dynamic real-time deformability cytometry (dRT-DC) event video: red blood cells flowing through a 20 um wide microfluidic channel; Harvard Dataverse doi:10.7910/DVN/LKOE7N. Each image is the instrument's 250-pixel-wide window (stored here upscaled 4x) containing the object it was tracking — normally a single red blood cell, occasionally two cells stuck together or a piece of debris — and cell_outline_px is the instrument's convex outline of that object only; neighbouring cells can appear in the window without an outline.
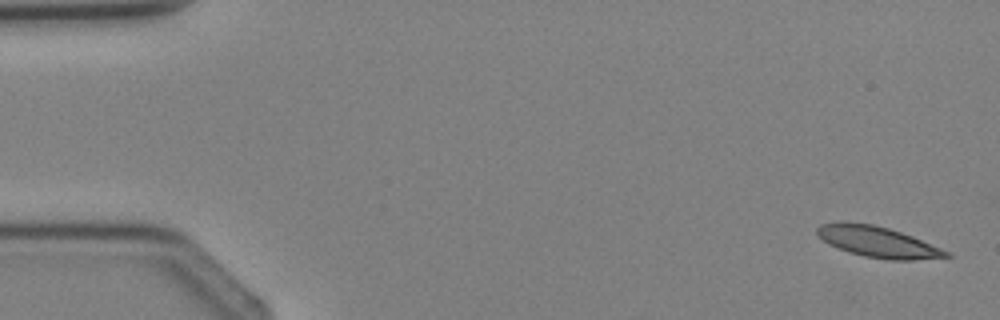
{"species": "Egyptian fruit bat (a non-hibernating species)", "species_latin": "Rousettus aegyptiacus", "temperature_condition": "cold", "stored_images_in_passage": 3, "camera_frame_rate_fps": 3000, "um_per_image_px": 0.085, "animal": {"sex": "female"}, "frame": {"image": 1, "passage_image": 1, "time_ms": 0.0, "image_size_px": [1000, 320], "cell_outline_px": [[952, 256], [912, 260], [892, 260], [864, 256], [848, 252], [824, 240], [816, 232], [816, 228], [820, 224], [872, 224], [888, 228], [912, 236], [940, 248], [948, 252]], "centroid_in_image_um": [74.66, 20.59], "position_along_channel_um": 10.3, "area_um2": 22.2}}